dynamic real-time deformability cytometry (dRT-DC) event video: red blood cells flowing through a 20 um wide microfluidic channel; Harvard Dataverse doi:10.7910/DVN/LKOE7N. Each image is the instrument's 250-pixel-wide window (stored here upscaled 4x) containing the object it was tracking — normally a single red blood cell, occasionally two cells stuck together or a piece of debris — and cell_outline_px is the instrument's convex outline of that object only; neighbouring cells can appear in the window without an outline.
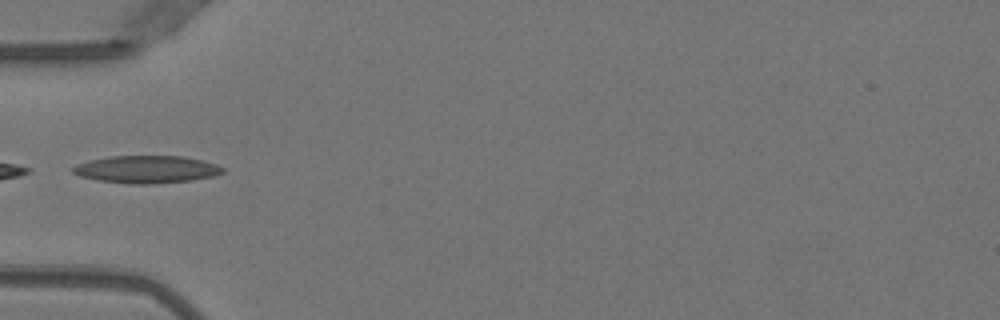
{"species": "Egyptian fruit bat (a non-hibernating species)", "species_latin": "Rousettus aegyptiacus", "temperature_condition": "warm", "stored_images_in_passage": 33, "camera_frame_rate_fps": 3000, "um_per_image_px": 0.085, "animal": {"sex": "female"}, "frame": {"image": 1, "passage_image": 1, "time_ms": 0.0, "image_size_px": [1000, 320], "cell_outline_px": [[224, 172], [212, 176], [192, 180], [152, 184], [132, 184], [100, 180], [80, 176], [72, 172], [72, 168], [76, 164], [88, 160], [108, 156], [184, 156], [204, 160], [216, 164], [224, 168]], "centroid_in_image_um": [12.46, 14.38], "position_along_channel_um": 72.5, "area_um2": 24.04}}
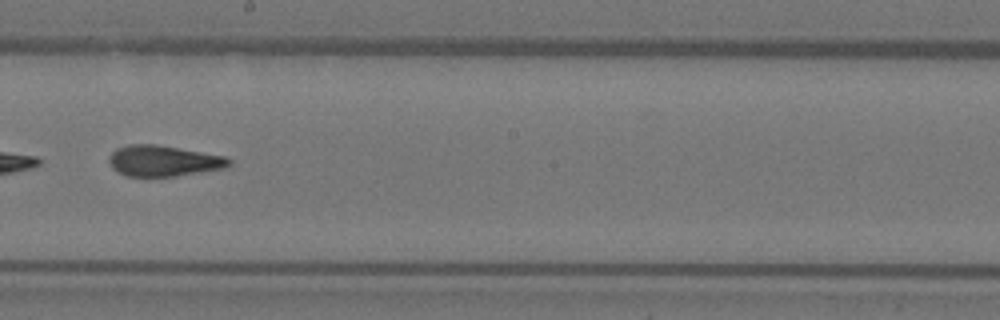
{"frame": {"image": 2, "passage_image": 13, "time_ms": 4.0, "image_size_px": [1000, 320], "cell_outline_px": [[232, 164], [224, 168], [176, 176], [128, 176], [112, 168], [108, 160], [108, 156], [116, 148], [128, 144], [156, 144], [224, 156], [232, 160]], "centroid_in_image_um": [13.88, 13.66], "position_along_channel_um": 234.3, "area_um2": 21.5}}
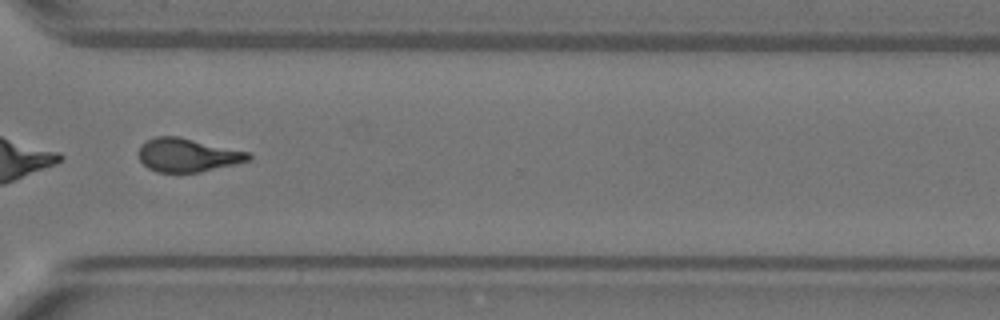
{"frame": {"image": 3, "passage_image": 22, "time_ms": 7.0, "image_size_px": [1000, 320], "cell_outline_px": [[252, 160], [236, 164], [200, 172], [156, 172], [148, 168], [140, 160], [140, 144], [156, 136], [180, 136], [248, 152], [252, 156]], "centroid_in_image_um": [15.96, 13.18], "position_along_channel_um": 354.6, "area_um2": 21.44}, "authors_computed_cell_mechanics": {"area_um2": 21.8484, "velocity_mm_per_s": 4.0099, "shape_relaxation_time_tau1_ms": null, "shape_relaxation_time_tau2_ms": 1.9906, "deformation_change_tau1": null, "deformation_change_tau2": 0.1069}}